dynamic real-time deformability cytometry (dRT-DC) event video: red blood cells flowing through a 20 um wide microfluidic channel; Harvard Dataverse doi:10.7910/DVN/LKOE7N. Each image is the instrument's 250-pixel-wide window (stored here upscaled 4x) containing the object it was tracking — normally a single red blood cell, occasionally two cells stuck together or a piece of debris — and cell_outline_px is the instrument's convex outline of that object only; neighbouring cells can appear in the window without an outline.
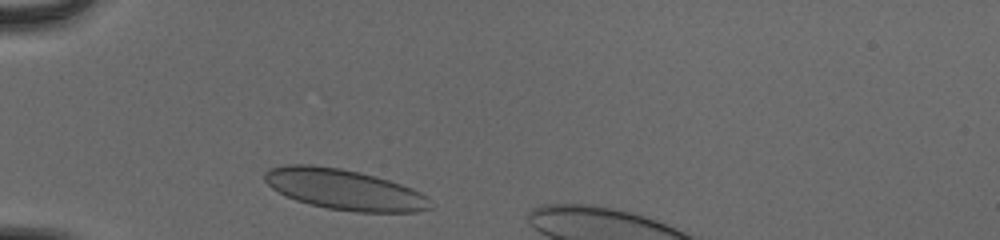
{"species": "human", "species_latin": "Homo sapiens", "temperature_condition": "cold", "stored_images_in_passage": 8, "camera_frame_rate_fps": 3000, "um_per_image_px": 0.085, "donor": {"sex": "male"}, "frame": {"image": 1, "passage_image": 2, "time_ms": 0.333, "image_size_px": [1000, 240], "cell_outline_px": [[436, 204], [432, 208], [416, 212], [356, 212], [328, 208], [296, 200], [272, 188], [264, 180], [264, 172], [272, 168], [284, 164], [312, 164], [340, 168], [388, 180], [412, 188], [428, 196]], "centroid_in_image_um": [29.32, 16.11], "position_along_channel_um": 55.7, "area_um2": 39.07}}
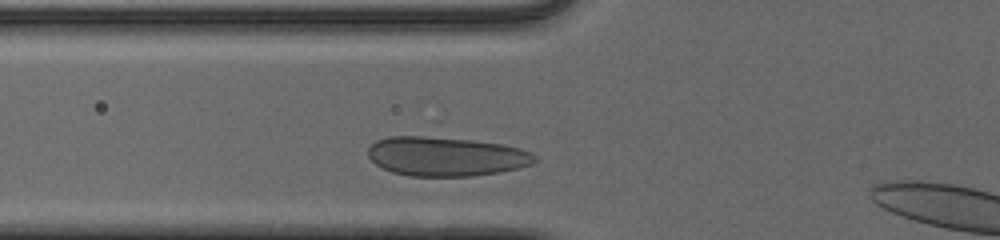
{"frame": {"image": 2, "passage_image": 6, "time_ms": 1.667, "image_size_px": [1000, 240], "cell_outline_px": [[536, 160], [532, 164], [500, 172], [472, 176], [408, 176], [392, 172], [376, 164], [368, 156], [368, 148], [376, 140], [388, 136], [440, 136], [472, 140], [500, 144], [520, 148], [532, 152], [536, 156]], "centroid_in_image_um": [37.9, 13.28], "position_along_channel_um": 87.9, "area_um2": 38.32}}